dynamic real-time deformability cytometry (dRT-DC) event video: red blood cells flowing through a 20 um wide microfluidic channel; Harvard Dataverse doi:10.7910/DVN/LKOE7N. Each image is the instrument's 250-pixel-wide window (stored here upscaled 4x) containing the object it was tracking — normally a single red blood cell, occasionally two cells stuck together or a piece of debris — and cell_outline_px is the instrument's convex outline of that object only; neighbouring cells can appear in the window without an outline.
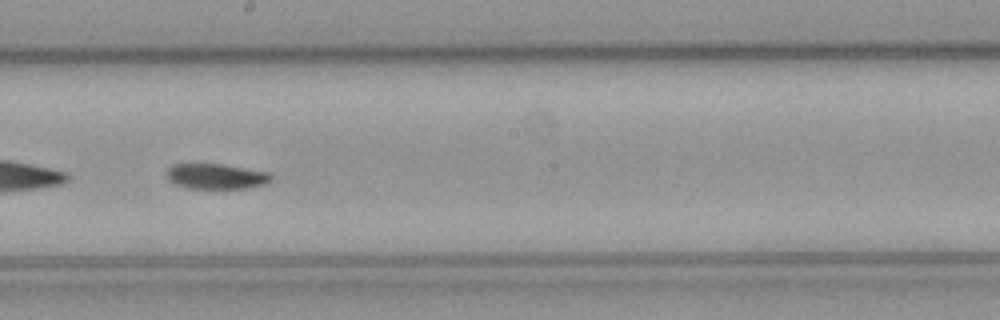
{"species": "common noctule bat (a hibernating species)", "species_latin": "Nyctalus noctula", "temperature_condition": "cold", "stored_images_in_passage": 56, "segment_of_instrument_passage": [2, 2], "camera_frame_rate_fps": 3000, "um_per_image_px": 0.085, "animal": {"sex": "male", "body_mass_g": 23.1, "forearm_length_mm": 52.7}, "frame": {"image": 1, "passage_image": 31, "time_ms": 10.0, "image_size_px": [1000, 320], "cell_outline_px": [[272, 180], [268, 184], [248, 188], [188, 188], [176, 184], [168, 180], [168, 168], [172, 164], [220, 164], [268, 172], [272, 176]], "centroid_in_image_um": [18.41, 14.99], "position_along_channel_um": 229.8, "area_um2": 15.32}}
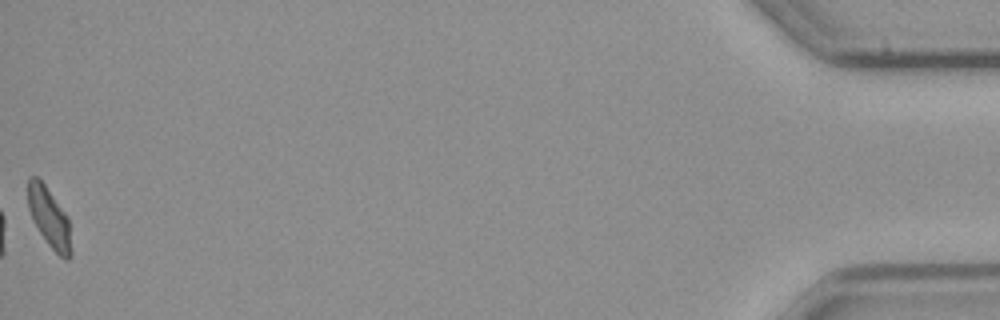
{"frame": {"image": 2, "passage_image": 56, "time_ms": 18.333, "image_size_px": [1000, 320], "cell_outline_px": [[72, 256], [68, 260], [64, 260], [48, 244], [40, 232], [28, 208], [28, 176], [36, 176], [44, 184], [68, 216], [72, 252]], "centroid_in_image_um": [4.21, 18.51], "position_along_channel_um": 431.0, "area_um2": 14.91}}